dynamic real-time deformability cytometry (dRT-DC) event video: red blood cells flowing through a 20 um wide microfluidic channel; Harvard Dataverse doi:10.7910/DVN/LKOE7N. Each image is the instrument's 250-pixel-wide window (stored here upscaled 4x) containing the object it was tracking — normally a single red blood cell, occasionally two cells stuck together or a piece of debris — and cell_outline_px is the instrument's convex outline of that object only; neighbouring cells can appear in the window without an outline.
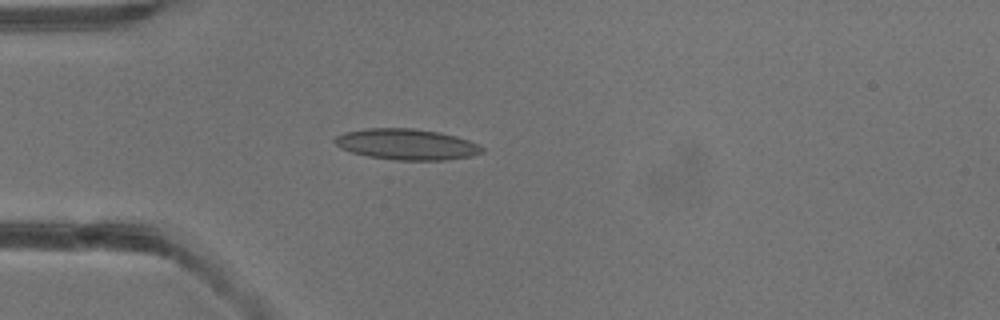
{"species": "common noctule bat (a hibernating species)", "species_latin": "Nyctalus noctula", "temperature_condition": "warm", "stored_images_in_passage": 3, "camera_frame_rate_fps": 3000, "um_per_image_px": 0.085, "animal": {"sex": "male", "body_mass_g": 13.3}, "frame": {"image": 1, "passage_image": 3, "time_ms": 2.667, "image_size_px": [1000, 320], "cell_outline_px": [[484, 152], [472, 156], [444, 160], [396, 160], [368, 156], [352, 152], [340, 148], [332, 140], [336, 136], [344, 132], [364, 128], [412, 128], [440, 132], [468, 140], [484, 148]], "centroid_in_image_um": [34.54, 12.26], "position_along_channel_um": 50.5, "area_um2": 26.53}}